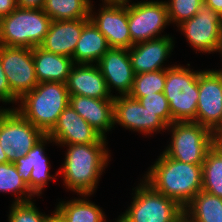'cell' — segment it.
Wrapping results in <instances>:
<instances>
[{
	"mask_svg": "<svg viewBox=\"0 0 222 222\" xmlns=\"http://www.w3.org/2000/svg\"><path fill=\"white\" fill-rule=\"evenodd\" d=\"M45 0H16L17 7L25 9H42Z\"/></svg>",
	"mask_w": 222,
	"mask_h": 222,
	"instance_id": "cell-34",
	"label": "cell"
},
{
	"mask_svg": "<svg viewBox=\"0 0 222 222\" xmlns=\"http://www.w3.org/2000/svg\"><path fill=\"white\" fill-rule=\"evenodd\" d=\"M165 81L166 69L136 74L134 76L132 89L128 95L138 100L152 93L163 92Z\"/></svg>",
	"mask_w": 222,
	"mask_h": 222,
	"instance_id": "cell-29",
	"label": "cell"
},
{
	"mask_svg": "<svg viewBox=\"0 0 222 222\" xmlns=\"http://www.w3.org/2000/svg\"><path fill=\"white\" fill-rule=\"evenodd\" d=\"M202 190L222 198V142L208 150L202 164Z\"/></svg>",
	"mask_w": 222,
	"mask_h": 222,
	"instance_id": "cell-25",
	"label": "cell"
},
{
	"mask_svg": "<svg viewBox=\"0 0 222 222\" xmlns=\"http://www.w3.org/2000/svg\"><path fill=\"white\" fill-rule=\"evenodd\" d=\"M87 197L88 195H82L83 199L74 198L67 202L61 201L54 212L63 222H106L101 207L87 200Z\"/></svg>",
	"mask_w": 222,
	"mask_h": 222,
	"instance_id": "cell-24",
	"label": "cell"
},
{
	"mask_svg": "<svg viewBox=\"0 0 222 222\" xmlns=\"http://www.w3.org/2000/svg\"><path fill=\"white\" fill-rule=\"evenodd\" d=\"M174 222H196L186 212H183Z\"/></svg>",
	"mask_w": 222,
	"mask_h": 222,
	"instance_id": "cell-37",
	"label": "cell"
},
{
	"mask_svg": "<svg viewBox=\"0 0 222 222\" xmlns=\"http://www.w3.org/2000/svg\"><path fill=\"white\" fill-rule=\"evenodd\" d=\"M217 141L222 142V130L216 135Z\"/></svg>",
	"mask_w": 222,
	"mask_h": 222,
	"instance_id": "cell-41",
	"label": "cell"
},
{
	"mask_svg": "<svg viewBox=\"0 0 222 222\" xmlns=\"http://www.w3.org/2000/svg\"><path fill=\"white\" fill-rule=\"evenodd\" d=\"M0 101L4 104L6 103H17L19 102V98L12 92L7 77L2 68V63L0 59Z\"/></svg>",
	"mask_w": 222,
	"mask_h": 222,
	"instance_id": "cell-33",
	"label": "cell"
},
{
	"mask_svg": "<svg viewBox=\"0 0 222 222\" xmlns=\"http://www.w3.org/2000/svg\"><path fill=\"white\" fill-rule=\"evenodd\" d=\"M138 101L147 110L158 115L168 126L173 123L169 102L163 92L143 96Z\"/></svg>",
	"mask_w": 222,
	"mask_h": 222,
	"instance_id": "cell-32",
	"label": "cell"
},
{
	"mask_svg": "<svg viewBox=\"0 0 222 222\" xmlns=\"http://www.w3.org/2000/svg\"><path fill=\"white\" fill-rule=\"evenodd\" d=\"M102 5L98 14L93 12L94 8L91 3L90 20L105 36L110 48H131L134 44L128 27V0L107 1Z\"/></svg>",
	"mask_w": 222,
	"mask_h": 222,
	"instance_id": "cell-11",
	"label": "cell"
},
{
	"mask_svg": "<svg viewBox=\"0 0 222 222\" xmlns=\"http://www.w3.org/2000/svg\"><path fill=\"white\" fill-rule=\"evenodd\" d=\"M184 212L196 222H222V198L201 190Z\"/></svg>",
	"mask_w": 222,
	"mask_h": 222,
	"instance_id": "cell-26",
	"label": "cell"
},
{
	"mask_svg": "<svg viewBox=\"0 0 222 222\" xmlns=\"http://www.w3.org/2000/svg\"><path fill=\"white\" fill-rule=\"evenodd\" d=\"M114 125L145 135L167 130L168 125L155 113L129 95L114 96Z\"/></svg>",
	"mask_w": 222,
	"mask_h": 222,
	"instance_id": "cell-14",
	"label": "cell"
},
{
	"mask_svg": "<svg viewBox=\"0 0 222 222\" xmlns=\"http://www.w3.org/2000/svg\"><path fill=\"white\" fill-rule=\"evenodd\" d=\"M0 192L17 195L13 201L16 203L30 201L35 197L12 162L0 163Z\"/></svg>",
	"mask_w": 222,
	"mask_h": 222,
	"instance_id": "cell-28",
	"label": "cell"
},
{
	"mask_svg": "<svg viewBox=\"0 0 222 222\" xmlns=\"http://www.w3.org/2000/svg\"><path fill=\"white\" fill-rule=\"evenodd\" d=\"M0 59L8 84L19 99L37 86L31 48L0 46Z\"/></svg>",
	"mask_w": 222,
	"mask_h": 222,
	"instance_id": "cell-13",
	"label": "cell"
},
{
	"mask_svg": "<svg viewBox=\"0 0 222 222\" xmlns=\"http://www.w3.org/2000/svg\"><path fill=\"white\" fill-rule=\"evenodd\" d=\"M42 9L17 7L0 18V46L34 48L40 46L51 25Z\"/></svg>",
	"mask_w": 222,
	"mask_h": 222,
	"instance_id": "cell-4",
	"label": "cell"
},
{
	"mask_svg": "<svg viewBox=\"0 0 222 222\" xmlns=\"http://www.w3.org/2000/svg\"><path fill=\"white\" fill-rule=\"evenodd\" d=\"M107 1H116V0H102V2H107Z\"/></svg>",
	"mask_w": 222,
	"mask_h": 222,
	"instance_id": "cell-42",
	"label": "cell"
},
{
	"mask_svg": "<svg viewBox=\"0 0 222 222\" xmlns=\"http://www.w3.org/2000/svg\"><path fill=\"white\" fill-rule=\"evenodd\" d=\"M196 123L215 135L222 130V71L208 69L199 74Z\"/></svg>",
	"mask_w": 222,
	"mask_h": 222,
	"instance_id": "cell-12",
	"label": "cell"
},
{
	"mask_svg": "<svg viewBox=\"0 0 222 222\" xmlns=\"http://www.w3.org/2000/svg\"><path fill=\"white\" fill-rule=\"evenodd\" d=\"M190 46L202 53L217 52L222 31V16L203 3L200 10L177 26Z\"/></svg>",
	"mask_w": 222,
	"mask_h": 222,
	"instance_id": "cell-10",
	"label": "cell"
},
{
	"mask_svg": "<svg viewBox=\"0 0 222 222\" xmlns=\"http://www.w3.org/2000/svg\"><path fill=\"white\" fill-rule=\"evenodd\" d=\"M133 191L130 207L119 215L120 222H174L184 208L174 199L155 191L144 180Z\"/></svg>",
	"mask_w": 222,
	"mask_h": 222,
	"instance_id": "cell-7",
	"label": "cell"
},
{
	"mask_svg": "<svg viewBox=\"0 0 222 222\" xmlns=\"http://www.w3.org/2000/svg\"><path fill=\"white\" fill-rule=\"evenodd\" d=\"M167 130L172 132L171 142L163 153L184 163L202 165L208 150L217 141L212 131L193 121L173 122Z\"/></svg>",
	"mask_w": 222,
	"mask_h": 222,
	"instance_id": "cell-6",
	"label": "cell"
},
{
	"mask_svg": "<svg viewBox=\"0 0 222 222\" xmlns=\"http://www.w3.org/2000/svg\"><path fill=\"white\" fill-rule=\"evenodd\" d=\"M173 39L168 34L161 38L136 43L129 48L128 54L135 75L169 68L163 64L173 52L175 45Z\"/></svg>",
	"mask_w": 222,
	"mask_h": 222,
	"instance_id": "cell-18",
	"label": "cell"
},
{
	"mask_svg": "<svg viewBox=\"0 0 222 222\" xmlns=\"http://www.w3.org/2000/svg\"><path fill=\"white\" fill-rule=\"evenodd\" d=\"M6 162L9 161L7 160L6 154L3 151L2 146L0 145V163H6Z\"/></svg>",
	"mask_w": 222,
	"mask_h": 222,
	"instance_id": "cell-39",
	"label": "cell"
},
{
	"mask_svg": "<svg viewBox=\"0 0 222 222\" xmlns=\"http://www.w3.org/2000/svg\"><path fill=\"white\" fill-rule=\"evenodd\" d=\"M107 89L112 96V89L120 95H128L132 89L135 73L128 49L110 48L97 62Z\"/></svg>",
	"mask_w": 222,
	"mask_h": 222,
	"instance_id": "cell-17",
	"label": "cell"
},
{
	"mask_svg": "<svg viewBox=\"0 0 222 222\" xmlns=\"http://www.w3.org/2000/svg\"><path fill=\"white\" fill-rule=\"evenodd\" d=\"M91 0H45L42 10L57 20L89 18Z\"/></svg>",
	"mask_w": 222,
	"mask_h": 222,
	"instance_id": "cell-27",
	"label": "cell"
},
{
	"mask_svg": "<svg viewBox=\"0 0 222 222\" xmlns=\"http://www.w3.org/2000/svg\"><path fill=\"white\" fill-rule=\"evenodd\" d=\"M168 9L169 21L176 26L191 19L201 8L203 0H168L165 1Z\"/></svg>",
	"mask_w": 222,
	"mask_h": 222,
	"instance_id": "cell-30",
	"label": "cell"
},
{
	"mask_svg": "<svg viewBox=\"0 0 222 222\" xmlns=\"http://www.w3.org/2000/svg\"><path fill=\"white\" fill-rule=\"evenodd\" d=\"M15 108L25 119L47 134L56 124L59 115L69 105L66 83L43 82L20 99Z\"/></svg>",
	"mask_w": 222,
	"mask_h": 222,
	"instance_id": "cell-3",
	"label": "cell"
},
{
	"mask_svg": "<svg viewBox=\"0 0 222 222\" xmlns=\"http://www.w3.org/2000/svg\"><path fill=\"white\" fill-rule=\"evenodd\" d=\"M217 52H219L222 56V31H221V37H220V45H219V49ZM219 71H222V70L219 69Z\"/></svg>",
	"mask_w": 222,
	"mask_h": 222,
	"instance_id": "cell-40",
	"label": "cell"
},
{
	"mask_svg": "<svg viewBox=\"0 0 222 222\" xmlns=\"http://www.w3.org/2000/svg\"><path fill=\"white\" fill-rule=\"evenodd\" d=\"M47 142L54 141L46 134L24 157L13 162L21 178L37 196H40L50 180H55L54 176L50 175L51 164L45 156L44 150Z\"/></svg>",
	"mask_w": 222,
	"mask_h": 222,
	"instance_id": "cell-16",
	"label": "cell"
},
{
	"mask_svg": "<svg viewBox=\"0 0 222 222\" xmlns=\"http://www.w3.org/2000/svg\"><path fill=\"white\" fill-rule=\"evenodd\" d=\"M204 3L210 6L214 11L222 16V0H203Z\"/></svg>",
	"mask_w": 222,
	"mask_h": 222,
	"instance_id": "cell-36",
	"label": "cell"
},
{
	"mask_svg": "<svg viewBox=\"0 0 222 222\" xmlns=\"http://www.w3.org/2000/svg\"><path fill=\"white\" fill-rule=\"evenodd\" d=\"M16 8V0H0V18L9 15Z\"/></svg>",
	"mask_w": 222,
	"mask_h": 222,
	"instance_id": "cell-35",
	"label": "cell"
},
{
	"mask_svg": "<svg viewBox=\"0 0 222 222\" xmlns=\"http://www.w3.org/2000/svg\"><path fill=\"white\" fill-rule=\"evenodd\" d=\"M69 105L104 138L115 126L113 99L69 95Z\"/></svg>",
	"mask_w": 222,
	"mask_h": 222,
	"instance_id": "cell-19",
	"label": "cell"
},
{
	"mask_svg": "<svg viewBox=\"0 0 222 222\" xmlns=\"http://www.w3.org/2000/svg\"><path fill=\"white\" fill-rule=\"evenodd\" d=\"M46 222H63L62 219L54 212L51 213V216L47 219Z\"/></svg>",
	"mask_w": 222,
	"mask_h": 222,
	"instance_id": "cell-38",
	"label": "cell"
},
{
	"mask_svg": "<svg viewBox=\"0 0 222 222\" xmlns=\"http://www.w3.org/2000/svg\"><path fill=\"white\" fill-rule=\"evenodd\" d=\"M201 72L181 65L166 69L163 94L169 102L173 122H196Z\"/></svg>",
	"mask_w": 222,
	"mask_h": 222,
	"instance_id": "cell-5",
	"label": "cell"
},
{
	"mask_svg": "<svg viewBox=\"0 0 222 222\" xmlns=\"http://www.w3.org/2000/svg\"><path fill=\"white\" fill-rule=\"evenodd\" d=\"M146 172V183L183 208L202 190V165L184 163L163 152Z\"/></svg>",
	"mask_w": 222,
	"mask_h": 222,
	"instance_id": "cell-1",
	"label": "cell"
},
{
	"mask_svg": "<svg viewBox=\"0 0 222 222\" xmlns=\"http://www.w3.org/2000/svg\"><path fill=\"white\" fill-rule=\"evenodd\" d=\"M32 55L38 83L67 82L74 65L72 58L48 52L40 46L32 48Z\"/></svg>",
	"mask_w": 222,
	"mask_h": 222,
	"instance_id": "cell-22",
	"label": "cell"
},
{
	"mask_svg": "<svg viewBox=\"0 0 222 222\" xmlns=\"http://www.w3.org/2000/svg\"><path fill=\"white\" fill-rule=\"evenodd\" d=\"M47 135L58 145L106 144L107 140L68 105Z\"/></svg>",
	"mask_w": 222,
	"mask_h": 222,
	"instance_id": "cell-15",
	"label": "cell"
},
{
	"mask_svg": "<svg viewBox=\"0 0 222 222\" xmlns=\"http://www.w3.org/2000/svg\"><path fill=\"white\" fill-rule=\"evenodd\" d=\"M109 49L107 39L90 20L83 27L72 59L74 64H97Z\"/></svg>",
	"mask_w": 222,
	"mask_h": 222,
	"instance_id": "cell-23",
	"label": "cell"
},
{
	"mask_svg": "<svg viewBox=\"0 0 222 222\" xmlns=\"http://www.w3.org/2000/svg\"><path fill=\"white\" fill-rule=\"evenodd\" d=\"M69 95L114 99L97 64H74L66 82Z\"/></svg>",
	"mask_w": 222,
	"mask_h": 222,
	"instance_id": "cell-20",
	"label": "cell"
},
{
	"mask_svg": "<svg viewBox=\"0 0 222 222\" xmlns=\"http://www.w3.org/2000/svg\"><path fill=\"white\" fill-rule=\"evenodd\" d=\"M90 18L52 21L41 48L72 58L83 27Z\"/></svg>",
	"mask_w": 222,
	"mask_h": 222,
	"instance_id": "cell-21",
	"label": "cell"
},
{
	"mask_svg": "<svg viewBox=\"0 0 222 222\" xmlns=\"http://www.w3.org/2000/svg\"><path fill=\"white\" fill-rule=\"evenodd\" d=\"M45 135L15 107L0 109V145L9 162L24 157Z\"/></svg>",
	"mask_w": 222,
	"mask_h": 222,
	"instance_id": "cell-8",
	"label": "cell"
},
{
	"mask_svg": "<svg viewBox=\"0 0 222 222\" xmlns=\"http://www.w3.org/2000/svg\"><path fill=\"white\" fill-rule=\"evenodd\" d=\"M129 2L128 27L133 44L167 36H160L170 23L165 1Z\"/></svg>",
	"mask_w": 222,
	"mask_h": 222,
	"instance_id": "cell-9",
	"label": "cell"
},
{
	"mask_svg": "<svg viewBox=\"0 0 222 222\" xmlns=\"http://www.w3.org/2000/svg\"><path fill=\"white\" fill-rule=\"evenodd\" d=\"M107 144H72L67 146L64 162L56 176L63 175L67 189L80 196L94 193L104 167L109 163Z\"/></svg>",
	"mask_w": 222,
	"mask_h": 222,
	"instance_id": "cell-2",
	"label": "cell"
},
{
	"mask_svg": "<svg viewBox=\"0 0 222 222\" xmlns=\"http://www.w3.org/2000/svg\"><path fill=\"white\" fill-rule=\"evenodd\" d=\"M8 214L9 222H46L51 215L43 214L33 201L13 202Z\"/></svg>",
	"mask_w": 222,
	"mask_h": 222,
	"instance_id": "cell-31",
	"label": "cell"
}]
</instances>
